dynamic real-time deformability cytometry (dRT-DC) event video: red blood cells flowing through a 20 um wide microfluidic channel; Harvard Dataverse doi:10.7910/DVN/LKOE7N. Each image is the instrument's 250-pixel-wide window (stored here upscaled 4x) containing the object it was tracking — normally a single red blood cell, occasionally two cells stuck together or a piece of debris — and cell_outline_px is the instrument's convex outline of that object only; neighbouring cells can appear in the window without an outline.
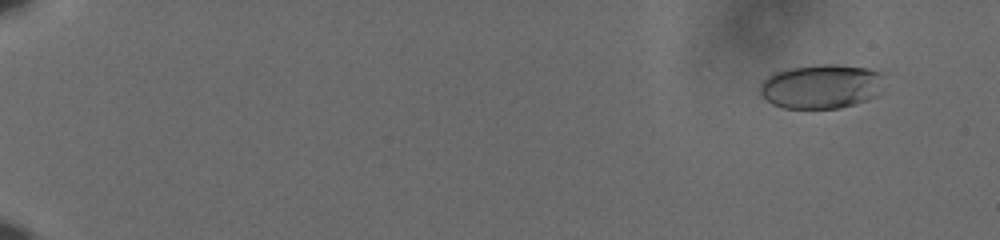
{"species": "human", "species_latin": "Homo sapiens", "temperature_condition": "cold", "stored_images_in_passage": 61, "camera_frame_rate_fps": 3000, "um_per_image_px": 0.085, "donor": {"sex": "male"}, "frame": {"image": 1, "passage_image": 6, "time_ms": 1.667, "image_size_px": [1000, 240], "cell_outline_px": [[884, 72], [876, 96], [868, 100], [856, 104], [840, 108], [784, 108], [772, 104], [760, 96], [760, 84], [772, 72], [792, 68], [816, 64], [836, 64], [868, 68]], "centroid_in_image_um": [69.78, 7.34], "position_along_channel_um": 15.2, "area_um2": 32.25}}
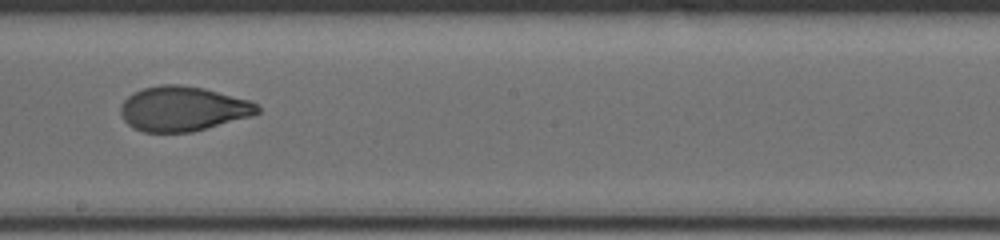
{"frame": {"image": 2, "passage_image": 39, "time_ms": 12.667, "image_size_px": [1000, 240], "cell_outline_px": [[260, 112], [252, 116], [192, 132], [144, 132], [132, 128], [124, 120], [120, 112], [120, 104], [128, 96], [144, 88], [160, 84], [176, 84], [204, 88], [248, 100], [256, 104], [260, 108]], "centroid_in_image_um": [15.53, 9.25], "position_along_channel_um": 232.7, "area_um2": 35.6}}
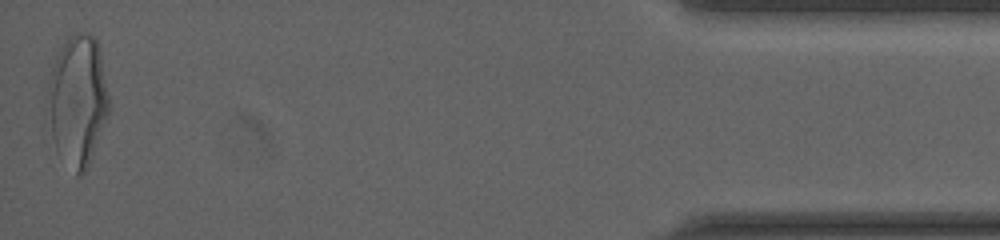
{"frame": {"image": 3, "passage_image": 61, "time_ms": 20.0, "image_size_px": [1000, 240], "cell_outline_px": [[108, 112], [88, 168], [80, 176], [76, 176], [56, 152], [52, 136], [48, 88], [48, 84], [52, 68], [56, 56], [60, 48], [76, 32], [88, 32], [96, 36], [100, 48], [108, 96]], "centroid_in_image_um": [6.62, 8.55], "position_along_channel_um": 428.6, "area_um2": 46.12}, "authors_computed_cell_mechanics": {"area_um2": 35.6626, "velocity_mm_per_s": 3.6434, "shape_relaxation_time_tau1_ms": 4.3286, "shape_relaxation_time_tau2_ms": 1.2067, "deformation_change_tau1": 0.1845, "deformation_change_tau2": 0.0631}}